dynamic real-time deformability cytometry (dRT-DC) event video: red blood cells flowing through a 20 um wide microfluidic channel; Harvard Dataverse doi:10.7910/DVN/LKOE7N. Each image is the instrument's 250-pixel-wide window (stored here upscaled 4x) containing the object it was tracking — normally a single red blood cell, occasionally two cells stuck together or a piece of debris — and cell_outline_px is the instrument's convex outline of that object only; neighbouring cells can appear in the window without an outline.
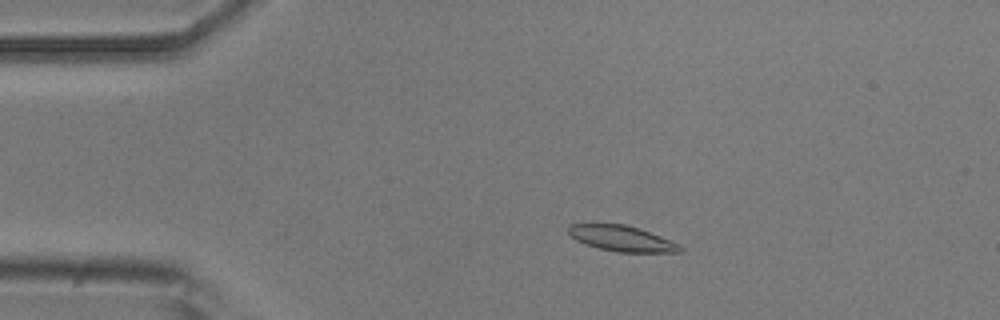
{"species": "common noctule bat (a hibernating species)", "species_latin": "Nyctalus noctula", "temperature_condition": "room temperature", "stored_images_in_passage": 50, "camera_frame_rate_fps": 3000, "um_per_image_px": 0.085, "animal": {"sex": "male", "body_mass_g": 20.5, "forearm_length_mm": 52.5}, "frame": {"image": 1, "passage_image": 9, "time_ms": 2.667, "image_size_px": [1000, 320], "cell_outline_px": [[684, 252], [620, 252], [600, 248], [576, 240], [568, 232], [568, 228], [572, 224], [624, 224], [640, 228], [680, 244], [684, 248]], "centroid_in_image_um": [52.92, 20.27], "position_along_channel_um": 32.1, "area_um2": 16.47}}
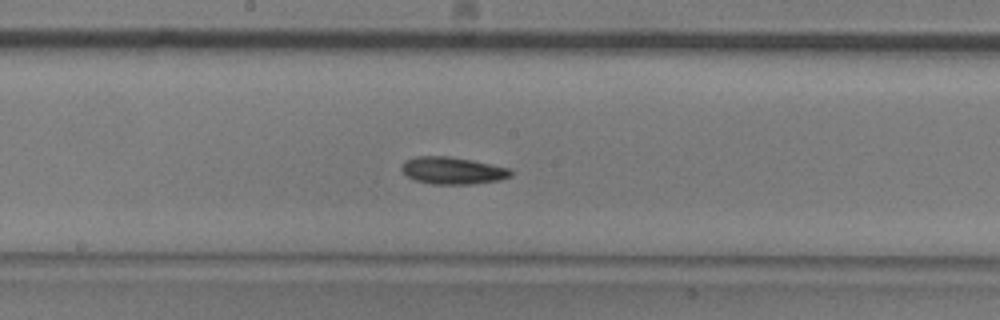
{"frame": {"image": 2, "passage_image": 26, "time_ms": 8.333, "image_size_px": [1000, 320], "cell_outline_px": [[512, 176], [500, 180], [472, 184], [432, 184], [412, 180], [400, 168], [404, 160], [416, 156], [448, 156], [472, 160], [508, 168], [512, 172]], "centroid_in_image_um": [38.44, 14.5], "position_along_channel_um": 209.8, "area_um2": 17.34}}
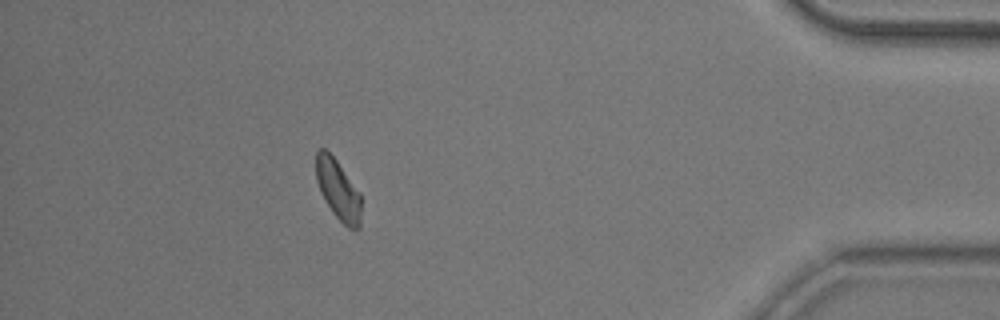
{"frame": {"image": 3, "passage_image": 45, "time_ms": 14.667, "image_size_px": [1000, 320], "cell_outline_px": [[360, 228], [348, 228], [332, 212], [320, 192], [316, 180], [316, 152], [320, 148], [324, 148], [336, 160], [360, 192]], "centroid_in_image_um": [28.72, 16.12], "position_along_channel_um": 406.5, "area_um2": 15.61}, "authors_computed_cell_mechanics": {"area_um2": 16.5308, "velocity_mm_per_s": 3.912, "shape_relaxation_time_tau1_ms": 4.6801, "shape_relaxation_time_tau2_ms": 5.5369, "deformation_change_tau1": 0.1102, "deformation_change_tau2": 0.1144}}